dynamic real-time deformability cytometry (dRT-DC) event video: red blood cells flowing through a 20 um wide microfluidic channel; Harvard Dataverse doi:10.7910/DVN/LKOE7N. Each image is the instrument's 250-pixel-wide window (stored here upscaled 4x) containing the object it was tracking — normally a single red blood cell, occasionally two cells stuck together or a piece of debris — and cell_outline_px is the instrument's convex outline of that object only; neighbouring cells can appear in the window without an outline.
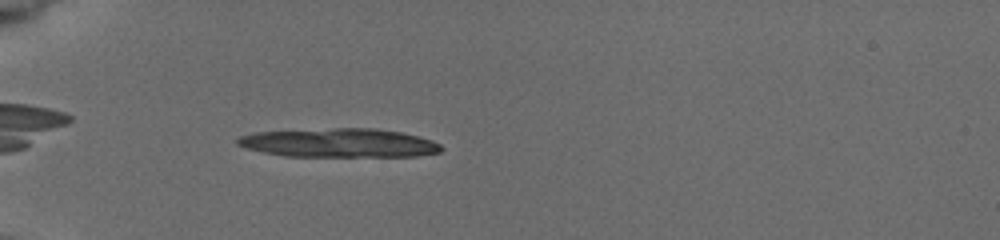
{"species": "common noctule bat (a hibernating species)", "species_latin": "Nyctalus noctula", "temperature_condition": "cold", "stored_images_in_passage": 13, "camera_frame_rate_fps": 3000, "um_per_image_px": 0.085, "animal": {"sex": "female", "body_mass_g": 19.5, "forearm_length_mm": 54.1}, "frame": {"image": 1, "passage_image": 8, "time_ms": 1.667, "image_size_px": [1000, 240], "cell_outline_px": [[444, 148], [440, 152], [416, 156], [284, 156], [244, 148], [236, 144], [236, 136], [252, 132], [332, 128], [376, 128], [400, 132], [432, 140], [440, 144]], "centroid_in_image_um": [28.77, 12.14], "position_along_channel_um": 56.2, "area_um2": 34.45}}